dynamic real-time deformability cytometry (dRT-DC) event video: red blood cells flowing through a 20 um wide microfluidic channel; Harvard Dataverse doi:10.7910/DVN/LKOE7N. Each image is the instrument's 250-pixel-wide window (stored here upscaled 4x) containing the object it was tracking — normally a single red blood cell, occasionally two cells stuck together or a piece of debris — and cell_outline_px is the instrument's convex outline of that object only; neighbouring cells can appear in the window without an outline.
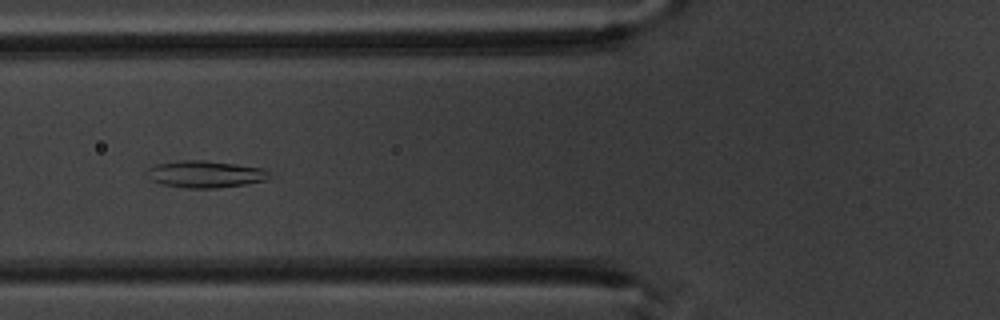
{"species": "common noctule bat (a hibernating species)", "species_latin": "Nyctalus noctula", "temperature_condition": "warm", "stored_images_in_passage": 7, "camera_frame_rate_fps": 3000, "um_per_image_px": 0.085, "animal": {"sex": "male", "body_mass_g": 20.1, "forearm_length_mm": 53.5}, "frame": {"image": 1, "passage_image": 4, "time_ms": 4.333, "image_size_px": [1000, 320], "cell_outline_px": [[272, 176], [264, 180], [244, 184], [216, 188], [184, 188], [164, 184], [152, 180], [144, 172], [148, 168], [156, 164], [176, 160], [204, 160], [236, 164], [264, 168]], "centroid_in_image_um": [17.42, 14.79], "position_along_channel_um": 108.4, "area_um2": 19.25}}
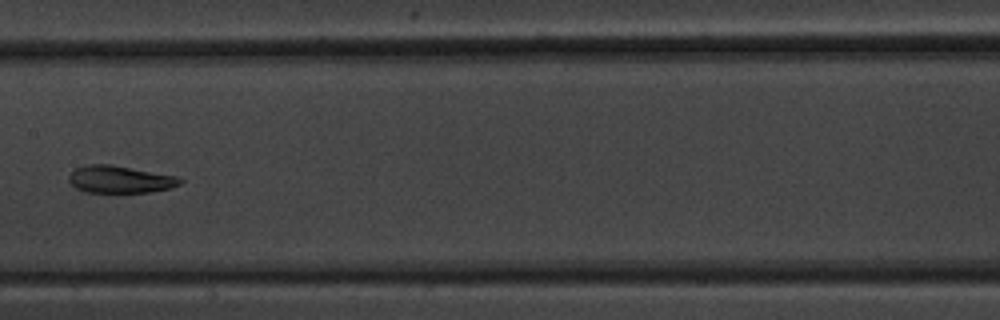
{"frame": {"image": 2, "passage_image": 6, "time_ms": 6.667, "image_size_px": [1000, 320], "cell_outline_px": [[184, 180], [180, 184], [172, 188], [152, 192], [84, 192], [76, 188], [68, 180], [68, 176], [76, 168], [88, 164], [112, 164], [176, 176]], "centroid_in_image_um": [10.21, 15.25], "position_along_channel_um": 197.2, "area_um2": 17.74}}
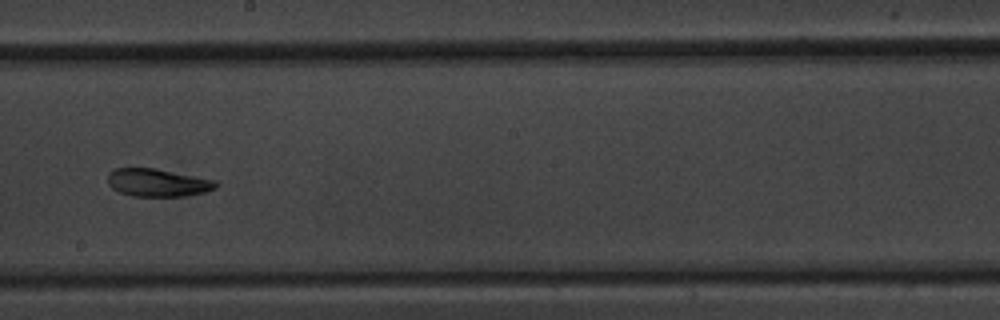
{"frame": {"image": 3, "passage_image": 7, "time_ms": 7.667, "image_size_px": [1000, 320], "cell_outline_px": [[220, 184], [216, 188], [204, 192], [184, 196], [132, 196], [120, 192], [112, 188], [108, 184], [108, 172], [116, 168], [156, 168], [216, 180]], "centroid_in_image_um": [13.41, 15.52], "position_along_channel_um": 234.8, "area_um2": 17.63}}